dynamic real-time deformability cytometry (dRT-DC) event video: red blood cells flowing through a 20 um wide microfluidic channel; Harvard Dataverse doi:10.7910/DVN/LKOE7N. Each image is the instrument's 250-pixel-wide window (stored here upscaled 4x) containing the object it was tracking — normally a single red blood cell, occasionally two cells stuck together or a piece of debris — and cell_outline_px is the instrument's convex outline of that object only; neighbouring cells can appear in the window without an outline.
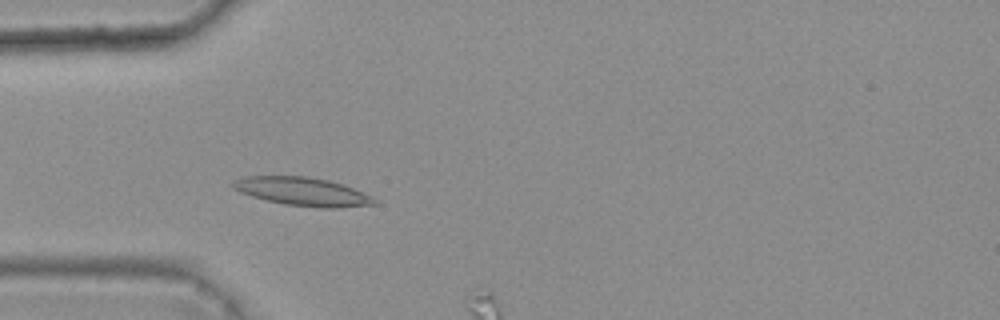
{"species": "common noctule bat (a hibernating species)", "species_latin": "Nyctalus noctula", "temperature_condition": "warm", "stored_images_in_passage": 4, "camera_frame_rate_fps": 3000, "um_per_image_px": 0.085, "animal": {"sex": "female", "body_mass_g": 25.1}, "frame": {"image": 1, "passage_image": 2, "time_ms": 0.333, "image_size_px": [1000, 320], "cell_outline_px": [[380, 204], [340, 208], [320, 208], [284, 204], [252, 196], [240, 192], [232, 188], [232, 184], [236, 180], [244, 176], [308, 176], [328, 180], [344, 184], [372, 196]], "centroid_in_image_um": [25.78, 16.29], "position_along_channel_um": 59.2, "area_um2": 23.52}}